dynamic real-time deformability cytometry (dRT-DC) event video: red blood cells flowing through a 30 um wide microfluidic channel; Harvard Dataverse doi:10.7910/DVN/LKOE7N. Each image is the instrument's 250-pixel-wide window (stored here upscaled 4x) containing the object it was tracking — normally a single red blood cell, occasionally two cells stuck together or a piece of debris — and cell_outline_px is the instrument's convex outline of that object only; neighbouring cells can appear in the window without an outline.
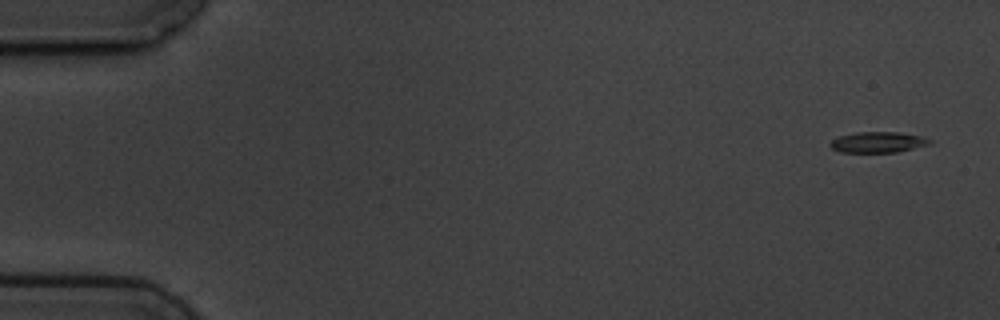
{"species": "common noctule bat (a hibernating species)", "species_latin": "Nyctalus noctula", "temperature_condition": "cold", "stored_images_in_passage": 5, "camera_frame_rate_fps": 3000, "um_per_image_px": 0.085, "animal": {"sex": "male", "body_mass_g": 19.5, "forearm_length_mm": 54.6}, "frame": {"image": 1, "passage_image": 1, "time_ms": 0.0, "image_size_px": [1000, 320], "cell_outline_px": [[932, 140], [928, 144], [896, 152], [840, 152], [832, 148], [828, 144], [832, 140], [840, 136], [856, 132], [900, 132], [924, 136]], "centroid_in_image_um": [74.61, 12.08], "position_along_channel_um": 10.4, "area_um2": 11.96}}
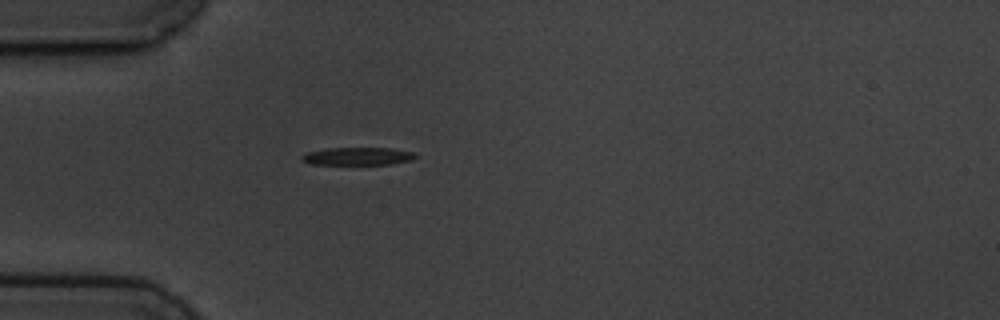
{"frame": {"image": 2, "passage_image": 5, "time_ms": 4.667, "image_size_px": [1000, 320], "cell_outline_px": [[416, 156], [408, 160], [392, 164], [308, 164], [300, 160], [300, 156], [308, 152], [328, 148], [392, 148], [412, 152]], "centroid_in_image_um": [30.32, 13.28], "position_along_channel_um": 54.7, "area_um2": 11.62}}